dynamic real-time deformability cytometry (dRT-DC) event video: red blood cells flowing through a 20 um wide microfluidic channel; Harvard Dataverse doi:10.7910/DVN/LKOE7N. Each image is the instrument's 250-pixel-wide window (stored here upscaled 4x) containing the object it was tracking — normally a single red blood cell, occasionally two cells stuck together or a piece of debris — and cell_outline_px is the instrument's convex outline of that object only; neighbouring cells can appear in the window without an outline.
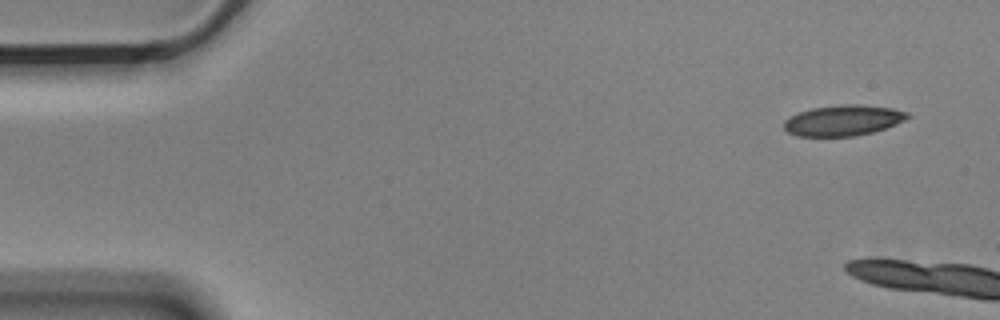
{"species": "Egyptian fruit bat (a non-hibernating species)", "species_latin": "Rousettus aegyptiacus", "temperature_condition": "cold", "stored_images_in_passage": 4, "camera_frame_rate_fps": 3000, "um_per_image_px": 0.085, "animal": {"sex": "male"}, "frame": {"image": 1, "passage_image": 1, "time_ms": 0.0, "image_size_px": [1000, 320], "cell_outline_px": [[912, 116], [896, 124], [872, 132], [856, 136], [796, 136], [788, 132], [784, 128], [784, 120], [800, 112], [812, 108], [840, 104], [860, 104], [892, 108], [908, 112]], "centroid_in_image_um": [71.69, 10.23], "position_along_channel_um": 13.3, "area_um2": 22.08}}